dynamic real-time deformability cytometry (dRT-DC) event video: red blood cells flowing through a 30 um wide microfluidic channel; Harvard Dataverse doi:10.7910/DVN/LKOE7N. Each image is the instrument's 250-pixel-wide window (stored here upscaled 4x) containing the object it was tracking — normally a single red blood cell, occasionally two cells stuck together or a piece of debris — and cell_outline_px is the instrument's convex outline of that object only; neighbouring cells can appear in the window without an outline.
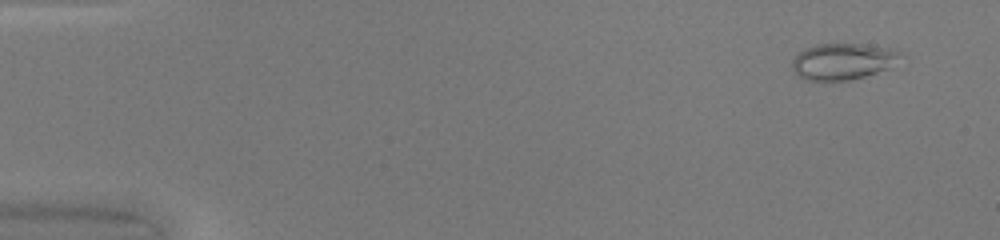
{"species": "common noctule bat (a hibernating species)", "species_latin": "Nyctalus noctula", "temperature_condition": "warm", "stored_images_in_passage": 49, "camera_frame_rate_fps": 3000, "um_per_image_px": 0.085, "animal": {"sex": "female", "body_mass_g": 20.0, "forearm_length_mm": 54.0}, "frame": {"image": 1, "passage_image": 4, "time_ms": 1.0, "image_size_px": [1000, 240], "cell_outline_px": [[908, 56], [888, 68], [864, 76], [848, 80], [804, 80], [792, 68], [792, 60], [804, 48], [816, 44], [860, 44], [892, 48]], "centroid_in_image_um": [71.7, 5.2], "position_along_channel_um": 13.3, "area_um2": 23.0}}
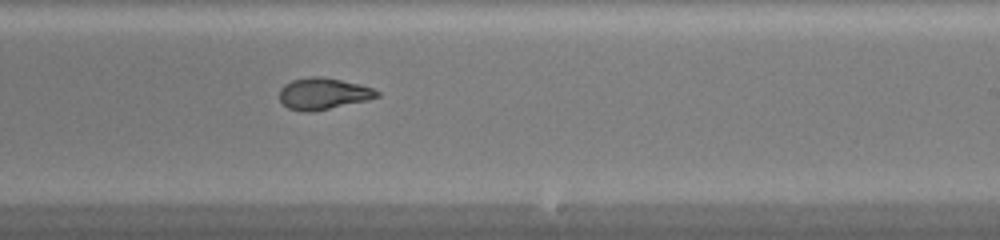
{"frame": {"image": 2, "passage_image": 31, "time_ms": 10.0, "image_size_px": [1000, 240], "cell_outline_px": [[380, 96], [368, 100], [312, 112], [300, 112], [288, 108], [280, 100], [280, 88], [284, 84], [292, 80], [312, 76], [320, 76], [360, 84], [372, 88], [380, 92]], "centroid_in_image_um": [27.47, 7.97], "position_along_channel_um": 261.5, "area_um2": 17.98}}
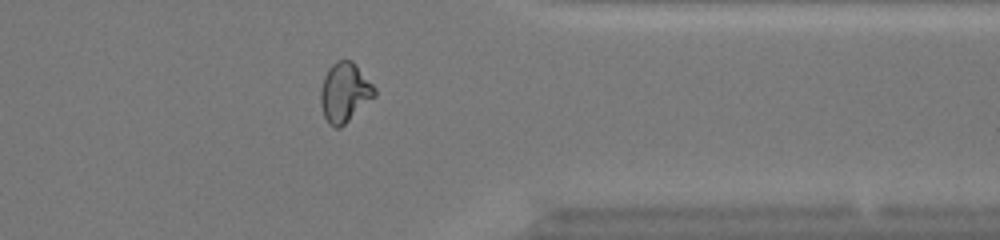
{"frame": {"image": 3, "passage_image": 40, "time_ms": 13.0, "image_size_px": [1000, 240], "cell_outline_px": [[376, 96], [340, 128], [336, 128], [328, 124], [324, 116], [320, 104], [320, 88], [324, 76], [328, 68], [336, 60], [352, 60], [356, 64], [376, 88]], "centroid_in_image_um": [29.29, 7.85], "position_along_channel_um": 382.1, "area_um2": 18.9}, "authors_computed_cell_mechanics": {"area_um2": 18.9584, "velocity_mm_per_s": 4.283, "shape_relaxation_time_tau1_ms": null, "shape_relaxation_time_tau2_ms": 1.0396, "deformation_change_tau1": null, "deformation_change_tau2": 0.0703}}